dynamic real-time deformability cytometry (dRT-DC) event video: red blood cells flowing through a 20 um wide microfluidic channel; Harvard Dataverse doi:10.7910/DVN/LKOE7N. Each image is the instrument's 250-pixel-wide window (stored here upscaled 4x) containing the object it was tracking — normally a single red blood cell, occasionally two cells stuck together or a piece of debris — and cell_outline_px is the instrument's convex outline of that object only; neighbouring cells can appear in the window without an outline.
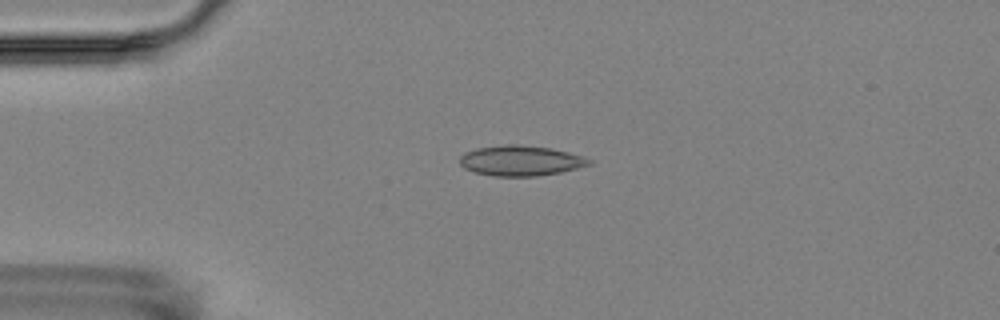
{"species": "Egyptian fruit bat (a non-hibernating species)", "species_latin": "Rousettus aegyptiacus", "temperature_condition": "room temperature", "stored_images_in_passage": 3, "camera_frame_rate_fps": 3000, "um_per_image_px": 0.085, "animal": {"sex": "female"}, "frame": {"image": 1, "passage_image": 1, "time_ms": 0.0, "image_size_px": [1000, 320], "cell_outline_px": [[592, 164], [560, 172], [536, 176], [496, 176], [476, 172], [464, 168], [460, 164], [460, 156], [464, 152], [476, 148], [504, 144], [516, 144], [552, 148], [568, 152], [592, 160]], "centroid_in_image_um": [44.23, 13.64], "position_along_channel_um": 40.8, "area_um2": 22.72}}